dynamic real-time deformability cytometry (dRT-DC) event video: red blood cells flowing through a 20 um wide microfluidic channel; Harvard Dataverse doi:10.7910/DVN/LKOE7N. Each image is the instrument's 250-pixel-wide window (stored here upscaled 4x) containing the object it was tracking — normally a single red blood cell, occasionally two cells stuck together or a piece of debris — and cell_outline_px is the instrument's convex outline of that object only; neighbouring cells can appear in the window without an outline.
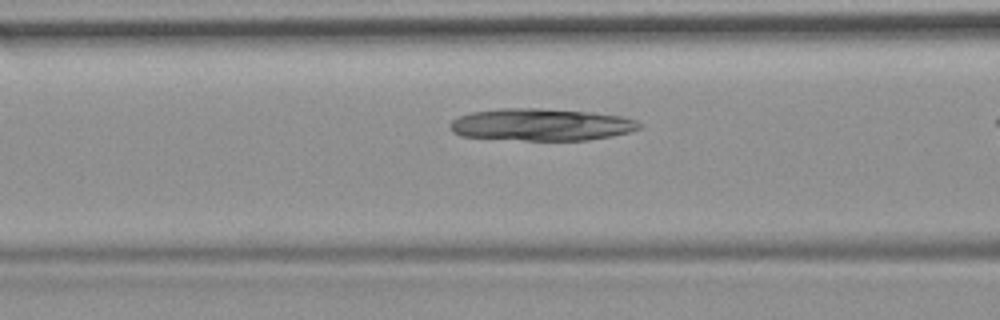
{"species": "common noctule bat (a hibernating species)", "species_latin": "Nyctalus noctula", "temperature_condition": "room temperature", "stored_images_in_passage": 33, "camera_frame_rate_fps": 3000, "um_per_image_px": 0.085, "animal": {"sex": "female", "body_mass_g": 19.9}, "frame": {"image": 1, "passage_image": 10, "time_ms": 3.0, "image_size_px": [1000, 320], "cell_outline_px": [[644, 124], [640, 128], [628, 132], [612, 136], [588, 140], [524, 140], [460, 136], [452, 132], [448, 128], [448, 124], [452, 120], [460, 116], [472, 112], [504, 108], [540, 108], [588, 112], [620, 116], [636, 120]], "centroid_in_image_um": [45.98, 10.6], "position_along_channel_um": 120.6, "area_um2": 35.43}}
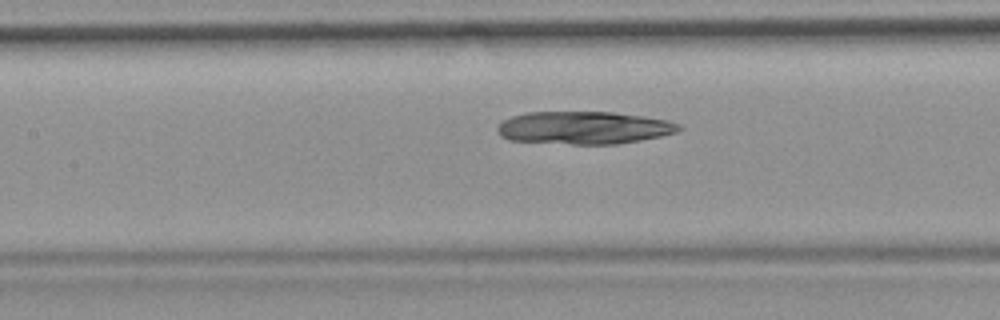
{"frame": {"image": 2, "passage_image": 13, "time_ms": 4.0, "image_size_px": [1000, 320], "cell_outline_px": [[684, 128], [676, 132], [660, 136], [640, 140], [616, 144], [572, 144], [508, 140], [500, 136], [496, 128], [504, 120], [512, 116], [528, 112], [612, 112], [644, 116], [668, 120], [680, 124]], "centroid_in_image_um": [49.65, 10.86], "position_along_channel_um": 157.8, "area_um2": 34.62}}
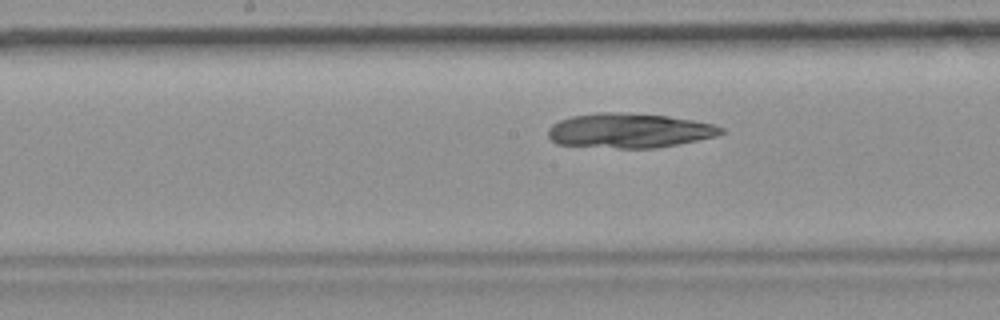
{"frame": {"image": 3, "passage_image": 16, "time_ms": 5.0, "image_size_px": [1000, 320], "cell_outline_px": [[724, 132], [716, 136], [656, 148], [616, 148], [556, 144], [548, 136], [548, 128], [552, 124], [560, 120], [572, 116], [600, 112], [620, 112], [668, 116], [692, 120], [712, 124], [724, 128]], "centroid_in_image_um": [53.45, 11.1], "position_along_channel_um": 194.7, "area_um2": 34.74}}